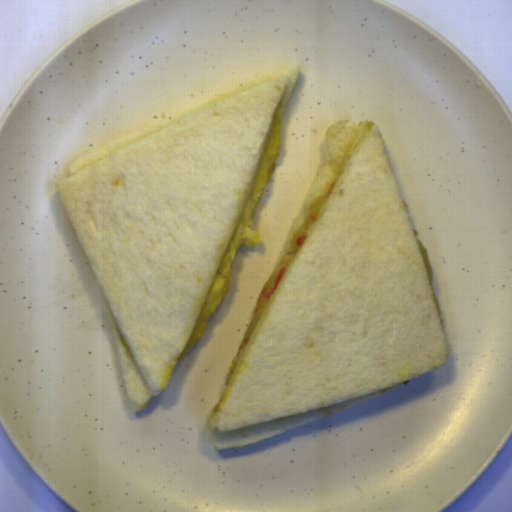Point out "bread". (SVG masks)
I'll return each mask as SVG.
<instances>
[{
	"label": "bread",
	"mask_w": 512,
	"mask_h": 512,
	"mask_svg": "<svg viewBox=\"0 0 512 512\" xmlns=\"http://www.w3.org/2000/svg\"><path fill=\"white\" fill-rule=\"evenodd\" d=\"M325 136L322 164L262 290L285 274L273 295H259L208 417L219 451L332 414L449 359L377 124L345 118Z\"/></svg>",
	"instance_id": "8d2b1439"
},
{
	"label": "bread",
	"mask_w": 512,
	"mask_h": 512,
	"mask_svg": "<svg viewBox=\"0 0 512 512\" xmlns=\"http://www.w3.org/2000/svg\"><path fill=\"white\" fill-rule=\"evenodd\" d=\"M299 66L75 161L57 194L104 300L133 412L173 379Z\"/></svg>",
	"instance_id": "cb027b5d"
}]
</instances>
